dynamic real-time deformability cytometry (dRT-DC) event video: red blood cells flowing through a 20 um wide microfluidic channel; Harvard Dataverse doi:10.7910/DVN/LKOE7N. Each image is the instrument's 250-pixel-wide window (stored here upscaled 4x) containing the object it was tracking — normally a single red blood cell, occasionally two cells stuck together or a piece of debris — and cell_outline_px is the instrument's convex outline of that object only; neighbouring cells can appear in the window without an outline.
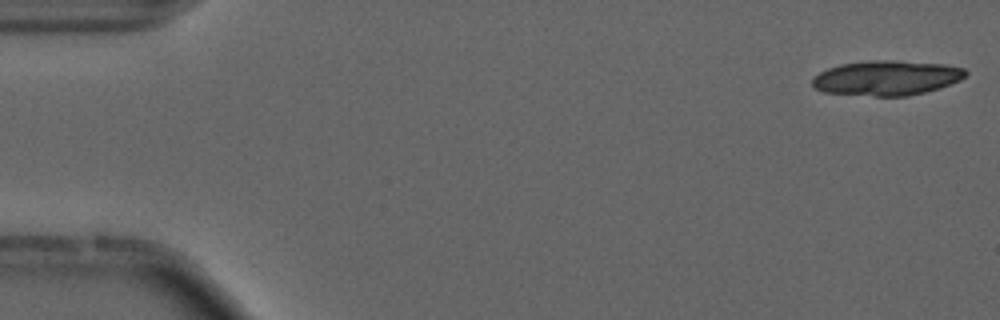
{"species": "common noctule bat (a hibernating species)", "species_latin": "Nyctalus noctula", "temperature_condition": "cold", "stored_images_in_passage": 7, "camera_frame_rate_fps": 3000, "um_per_image_px": 0.085, "animal": {"sex": "male", "forearm_length_mm": 52.5}, "frame": {"image": 1, "passage_image": 1, "time_ms": 0.0, "image_size_px": [1000, 320], "cell_outline_px": [[968, 72], [960, 80], [940, 88], [908, 96], [872, 96], [824, 92], [816, 88], [812, 84], [812, 76], [828, 68], [840, 64], [868, 60], [892, 60], [944, 64], [964, 68]], "centroid_in_image_um": [75.35, 6.62], "position_along_channel_um": 9.6, "area_um2": 31.21}}